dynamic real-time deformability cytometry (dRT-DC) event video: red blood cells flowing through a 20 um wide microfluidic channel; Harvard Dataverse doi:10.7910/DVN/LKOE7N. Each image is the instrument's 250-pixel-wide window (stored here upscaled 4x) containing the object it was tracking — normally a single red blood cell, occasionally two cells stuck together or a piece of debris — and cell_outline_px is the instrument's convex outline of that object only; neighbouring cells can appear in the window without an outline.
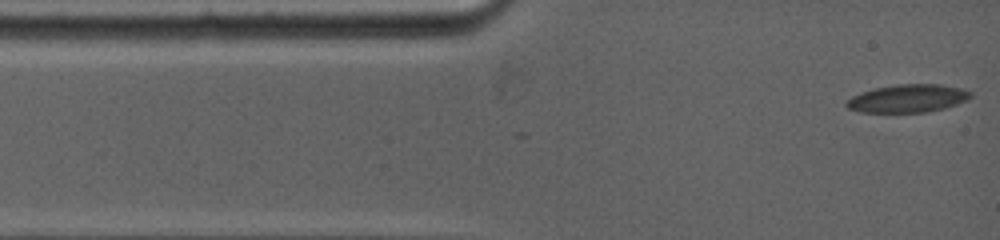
{"species": "common noctule bat (a hibernating species)", "species_latin": "Nyctalus noctula", "temperature_condition": "warm", "stored_images_in_passage": 28, "camera_frame_rate_fps": 5000, "um_per_image_px": 0.085, "animal": {"sex": "female", "body_mass_g": 19.0, "forearm_length_mm": 53.3}, "frame": {"image": 1, "passage_image": 1, "time_ms": 0.0, "image_size_px": [1000, 240], "cell_outline_px": [[972, 96], [956, 104], [944, 108], [924, 112], [860, 112], [848, 108], [844, 104], [852, 96], [860, 92], [872, 88], [896, 84], [940, 84], [964, 88], [972, 92]], "centroid_in_image_um": [77.14, 8.35], "position_along_channel_um": 7.9, "area_um2": 20.29}}
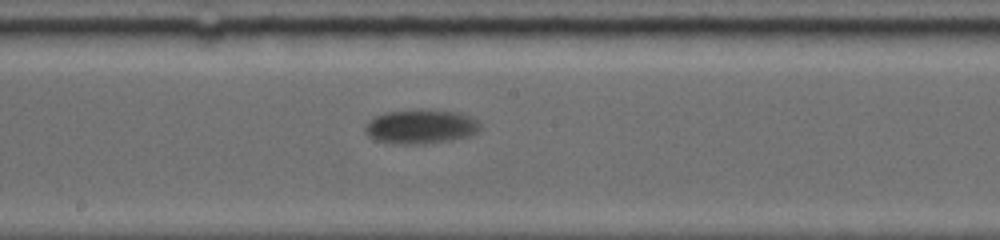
{"frame": {"image": 2, "passage_image": 16, "time_ms": 7.0, "image_size_px": [1000, 240], "cell_outline_px": [[480, 128], [476, 132], [468, 136], [448, 140], [416, 144], [400, 144], [376, 140], [368, 136], [364, 132], [364, 128], [376, 116], [384, 112], [416, 108], [428, 108], [460, 112], [476, 120], [480, 124]], "centroid_in_image_um": [35.75, 10.72], "position_along_channel_um": 212.4, "area_um2": 23.06}}
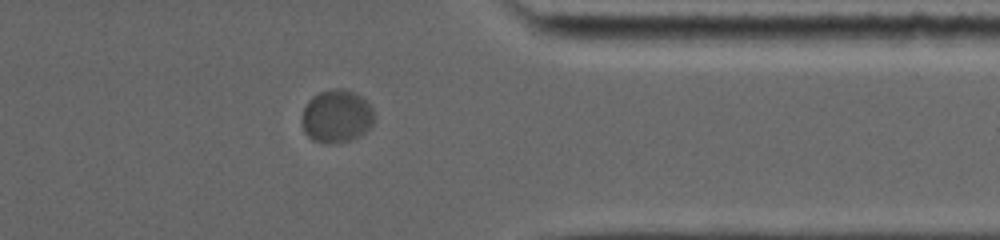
{"frame": {"image": 3, "passage_image": 27, "time_ms": 12.0, "image_size_px": [1000, 240], "cell_outline_px": [[372, 124], [364, 132], [352, 140], [312, 140], [304, 132], [300, 120], [304, 108], [308, 100], [312, 96], [320, 92], [332, 88], [340, 88], [352, 92], [360, 96], [372, 108]], "centroid_in_image_um": [28.56, 9.83], "position_along_channel_um": 382.8, "area_um2": 21.62}}